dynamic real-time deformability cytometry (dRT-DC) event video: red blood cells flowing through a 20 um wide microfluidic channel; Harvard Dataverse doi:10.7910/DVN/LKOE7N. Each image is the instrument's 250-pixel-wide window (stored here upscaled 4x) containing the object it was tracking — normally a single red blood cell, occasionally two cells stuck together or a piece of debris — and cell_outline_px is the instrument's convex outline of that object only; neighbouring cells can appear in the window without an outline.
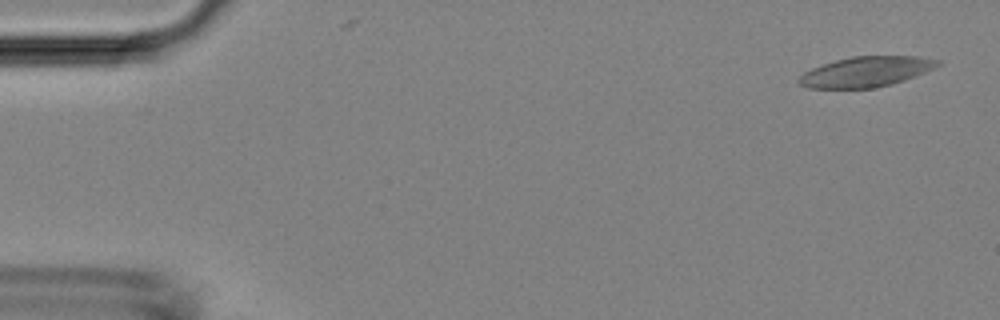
{"species": "Egyptian fruit bat (a non-hibernating species)", "species_latin": "Rousettus aegyptiacus", "temperature_condition": "room temperature", "stored_images_in_passage": 3, "camera_frame_rate_fps": 3000, "um_per_image_px": 0.085, "animal": {"sex": "female"}, "frame": {"image": 1, "passage_image": 1, "time_ms": 0.0, "image_size_px": [1000, 320], "cell_outline_px": [[944, 64], [916, 76], [892, 84], [872, 88], [808, 88], [800, 84], [796, 80], [804, 72], [812, 68], [836, 60], [852, 56], [920, 56], [940, 60]], "centroid_in_image_um": [73.66, 6.09], "position_along_channel_um": 11.3, "area_um2": 24.57}}